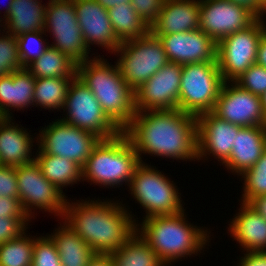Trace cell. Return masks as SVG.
<instances>
[{"mask_svg": "<svg viewBox=\"0 0 266 266\" xmlns=\"http://www.w3.org/2000/svg\"><path fill=\"white\" fill-rule=\"evenodd\" d=\"M122 132L140 162H147L143 160L146 155L186 164L198 162L197 116L180 109L136 112Z\"/></svg>", "mask_w": 266, "mask_h": 266, "instance_id": "1", "label": "cell"}, {"mask_svg": "<svg viewBox=\"0 0 266 266\" xmlns=\"http://www.w3.org/2000/svg\"><path fill=\"white\" fill-rule=\"evenodd\" d=\"M75 200L68 198L62 219L96 254L120 249L137 232V215L122 199Z\"/></svg>", "mask_w": 266, "mask_h": 266, "instance_id": "2", "label": "cell"}, {"mask_svg": "<svg viewBox=\"0 0 266 266\" xmlns=\"http://www.w3.org/2000/svg\"><path fill=\"white\" fill-rule=\"evenodd\" d=\"M185 211L186 208L175 215L151 216L137 223L138 234L166 266H173L188 257L199 255L200 258L214 238L210 227L194 225L188 221L189 214Z\"/></svg>", "mask_w": 266, "mask_h": 266, "instance_id": "3", "label": "cell"}, {"mask_svg": "<svg viewBox=\"0 0 266 266\" xmlns=\"http://www.w3.org/2000/svg\"><path fill=\"white\" fill-rule=\"evenodd\" d=\"M114 63L99 54L77 64L76 74L94 94L107 116L123 130L136 114L135 94Z\"/></svg>", "mask_w": 266, "mask_h": 266, "instance_id": "4", "label": "cell"}, {"mask_svg": "<svg viewBox=\"0 0 266 266\" xmlns=\"http://www.w3.org/2000/svg\"><path fill=\"white\" fill-rule=\"evenodd\" d=\"M139 163L137 152L121 132L111 139H101L93 148L82 167V182L106 189L128 188Z\"/></svg>", "mask_w": 266, "mask_h": 266, "instance_id": "5", "label": "cell"}, {"mask_svg": "<svg viewBox=\"0 0 266 266\" xmlns=\"http://www.w3.org/2000/svg\"><path fill=\"white\" fill-rule=\"evenodd\" d=\"M140 162L133 173V177L127 189L135 203L140 204V208L145 213L144 219L151 216L175 215L185 210V202L181 198L180 187L164 172L158 170L156 166ZM145 214V215H144ZM137 219V220H136Z\"/></svg>", "mask_w": 266, "mask_h": 266, "instance_id": "6", "label": "cell"}, {"mask_svg": "<svg viewBox=\"0 0 266 266\" xmlns=\"http://www.w3.org/2000/svg\"><path fill=\"white\" fill-rule=\"evenodd\" d=\"M113 54L123 80L133 91L168 63L162 42L151 32L122 42Z\"/></svg>", "mask_w": 266, "mask_h": 266, "instance_id": "7", "label": "cell"}, {"mask_svg": "<svg viewBox=\"0 0 266 266\" xmlns=\"http://www.w3.org/2000/svg\"><path fill=\"white\" fill-rule=\"evenodd\" d=\"M223 84L217 62L182 65L179 109L194 116L213 111Z\"/></svg>", "mask_w": 266, "mask_h": 266, "instance_id": "8", "label": "cell"}, {"mask_svg": "<svg viewBox=\"0 0 266 266\" xmlns=\"http://www.w3.org/2000/svg\"><path fill=\"white\" fill-rule=\"evenodd\" d=\"M44 32L49 33L52 40L49 45L67 55L76 64L93 58V55L98 56V52L91 53L84 43L74 0L46 2Z\"/></svg>", "mask_w": 266, "mask_h": 266, "instance_id": "9", "label": "cell"}, {"mask_svg": "<svg viewBox=\"0 0 266 266\" xmlns=\"http://www.w3.org/2000/svg\"><path fill=\"white\" fill-rule=\"evenodd\" d=\"M62 121L96 134L101 139H111L122 130L107 116L91 90L76 76L68 89L63 106Z\"/></svg>", "mask_w": 266, "mask_h": 266, "instance_id": "10", "label": "cell"}, {"mask_svg": "<svg viewBox=\"0 0 266 266\" xmlns=\"http://www.w3.org/2000/svg\"><path fill=\"white\" fill-rule=\"evenodd\" d=\"M16 177L19 200L32 221L37 216V210L62 219L68 196L44 177L36 161L16 167Z\"/></svg>", "mask_w": 266, "mask_h": 266, "instance_id": "11", "label": "cell"}, {"mask_svg": "<svg viewBox=\"0 0 266 266\" xmlns=\"http://www.w3.org/2000/svg\"><path fill=\"white\" fill-rule=\"evenodd\" d=\"M266 32V17L217 42V64L224 82H234L256 63L257 50Z\"/></svg>", "mask_w": 266, "mask_h": 266, "instance_id": "12", "label": "cell"}, {"mask_svg": "<svg viewBox=\"0 0 266 266\" xmlns=\"http://www.w3.org/2000/svg\"><path fill=\"white\" fill-rule=\"evenodd\" d=\"M34 134H37V147L43 153L70 159L81 167L101 140L96 134L72 126L59 117Z\"/></svg>", "mask_w": 266, "mask_h": 266, "instance_id": "13", "label": "cell"}, {"mask_svg": "<svg viewBox=\"0 0 266 266\" xmlns=\"http://www.w3.org/2000/svg\"><path fill=\"white\" fill-rule=\"evenodd\" d=\"M199 6V29L216 42L248 28L259 18L249 8L229 0H199Z\"/></svg>", "mask_w": 266, "mask_h": 266, "instance_id": "14", "label": "cell"}, {"mask_svg": "<svg viewBox=\"0 0 266 266\" xmlns=\"http://www.w3.org/2000/svg\"><path fill=\"white\" fill-rule=\"evenodd\" d=\"M181 73L182 65L168 62L137 88L134 91L136 112L179 109Z\"/></svg>", "mask_w": 266, "mask_h": 266, "instance_id": "15", "label": "cell"}, {"mask_svg": "<svg viewBox=\"0 0 266 266\" xmlns=\"http://www.w3.org/2000/svg\"><path fill=\"white\" fill-rule=\"evenodd\" d=\"M212 112L241 127L266 126L260 96L241 88L235 82H224Z\"/></svg>", "mask_w": 266, "mask_h": 266, "instance_id": "16", "label": "cell"}, {"mask_svg": "<svg viewBox=\"0 0 266 266\" xmlns=\"http://www.w3.org/2000/svg\"><path fill=\"white\" fill-rule=\"evenodd\" d=\"M241 128L219 118L212 111L199 114L197 116L198 162L206 163L205 161L209 162V159L214 158L222 165L230 157L235 138Z\"/></svg>", "mask_w": 266, "mask_h": 266, "instance_id": "17", "label": "cell"}, {"mask_svg": "<svg viewBox=\"0 0 266 266\" xmlns=\"http://www.w3.org/2000/svg\"><path fill=\"white\" fill-rule=\"evenodd\" d=\"M154 36L162 42L168 62L180 65L217 62V42L201 29Z\"/></svg>", "mask_w": 266, "mask_h": 266, "instance_id": "18", "label": "cell"}, {"mask_svg": "<svg viewBox=\"0 0 266 266\" xmlns=\"http://www.w3.org/2000/svg\"><path fill=\"white\" fill-rule=\"evenodd\" d=\"M74 6L82 37L89 51L94 52L91 48L94 45L113 54L121 43L114 33L108 11L96 0H74Z\"/></svg>", "mask_w": 266, "mask_h": 266, "instance_id": "19", "label": "cell"}, {"mask_svg": "<svg viewBox=\"0 0 266 266\" xmlns=\"http://www.w3.org/2000/svg\"><path fill=\"white\" fill-rule=\"evenodd\" d=\"M15 122L14 117H0V165L3 166L18 167L35 161L37 135Z\"/></svg>", "mask_w": 266, "mask_h": 266, "instance_id": "20", "label": "cell"}, {"mask_svg": "<svg viewBox=\"0 0 266 266\" xmlns=\"http://www.w3.org/2000/svg\"><path fill=\"white\" fill-rule=\"evenodd\" d=\"M226 231L241 252L266 251V220L247 203L239 202Z\"/></svg>", "mask_w": 266, "mask_h": 266, "instance_id": "21", "label": "cell"}, {"mask_svg": "<svg viewBox=\"0 0 266 266\" xmlns=\"http://www.w3.org/2000/svg\"><path fill=\"white\" fill-rule=\"evenodd\" d=\"M266 148V126L242 127L235 138L230 157L222 164L228 173L237 175L251 169Z\"/></svg>", "mask_w": 266, "mask_h": 266, "instance_id": "22", "label": "cell"}, {"mask_svg": "<svg viewBox=\"0 0 266 266\" xmlns=\"http://www.w3.org/2000/svg\"><path fill=\"white\" fill-rule=\"evenodd\" d=\"M199 0H165L157 20L150 26L153 35H168L198 30Z\"/></svg>", "mask_w": 266, "mask_h": 266, "instance_id": "23", "label": "cell"}, {"mask_svg": "<svg viewBox=\"0 0 266 266\" xmlns=\"http://www.w3.org/2000/svg\"><path fill=\"white\" fill-rule=\"evenodd\" d=\"M35 81L26 68L0 76V117H14L12 112L34 107Z\"/></svg>", "mask_w": 266, "mask_h": 266, "instance_id": "24", "label": "cell"}, {"mask_svg": "<svg viewBox=\"0 0 266 266\" xmlns=\"http://www.w3.org/2000/svg\"><path fill=\"white\" fill-rule=\"evenodd\" d=\"M42 0H13L4 19L5 31L19 36L24 33L44 31L46 3Z\"/></svg>", "mask_w": 266, "mask_h": 266, "instance_id": "25", "label": "cell"}, {"mask_svg": "<svg viewBox=\"0 0 266 266\" xmlns=\"http://www.w3.org/2000/svg\"><path fill=\"white\" fill-rule=\"evenodd\" d=\"M60 226L47 233L54 241L62 266H87L96 254L88 244L60 219Z\"/></svg>", "mask_w": 266, "mask_h": 266, "instance_id": "26", "label": "cell"}, {"mask_svg": "<svg viewBox=\"0 0 266 266\" xmlns=\"http://www.w3.org/2000/svg\"><path fill=\"white\" fill-rule=\"evenodd\" d=\"M35 153V161L44 177L61 192L64 187L82 183V167L78 163L61 156L43 153L38 147Z\"/></svg>", "mask_w": 266, "mask_h": 266, "instance_id": "27", "label": "cell"}, {"mask_svg": "<svg viewBox=\"0 0 266 266\" xmlns=\"http://www.w3.org/2000/svg\"><path fill=\"white\" fill-rule=\"evenodd\" d=\"M107 11L120 43L139 39L150 33V25L135 12L131 2L114 6Z\"/></svg>", "mask_w": 266, "mask_h": 266, "instance_id": "28", "label": "cell"}, {"mask_svg": "<svg viewBox=\"0 0 266 266\" xmlns=\"http://www.w3.org/2000/svg\"><path fill=\"white\" fill-rule=\"evenodd\" d=\"M26 69L35 78H75L77 76V64L67 55L51 46Z\"/></svg>", "mask_w": 266, "mask_h": 266, "instance_id": "29", "label": "cell"}, {"mask_svg": "<svg viewBox=\"0 0 266 266\" xmlns=\"http://www.w3.org/2000/svg\"><path fill=\"white\" fill-rule=\"evenodd\" d=\"M109 255L113 266H166L138 232Z\"/></svg>", "mask_w": 266, "mask_h": 266, "instance_id": "30", "label": "cell"}, {"mask_svg": "<svg viewBox=\"0 0 266 266\" xmlns=\"http://www.w3.org/2000/svg\"><path fill=\"white\" fill-rule=\"evenodd\" d=\"M74 78H36L33 102L35 108L62 112L69 86Z\"/></svg>", "mask_w": 266, "mask_h": 266, "instance_id": "31", "label": "cell"}, {"mask_svg": "<svg viewBox=\"0 0 266 266\" xmlns=\"http://www.w3.org/2000/svg\"><path fill=\"white\" fill-rule=\"evenodd\" d=\"M28 232L0 245V266H32L34 235Z\"/></svg>", "mask_w": 266, "mask_h": 266, "instance_id": "32", "label": "cell"}, {"mask_svg": "<svg viewBox=\"0 0 266 266\" xmlns=\"http://www.w3.org/2000/svg\"><path fill=\"white\" fill-rule=\"evenodd\" d=\"M238 179L242 182L241 187L243 186L238 202L248 203L257 196L266 195V148L260 160Z\"/></svg>", "mask_w": 266, "mask_h": 266, "instance_id": "33", "label": "cell"}, {"mask_svg": "<svg viewBox=\"0 0 266 266\" xmlns=\"http://www.w3.org/2000/svg\"><path fill=\"white\" fill-rule=\"evenodd\" d=\"M47 36L48 34L44 31H35L16 36L18 54L23 68L38 59L50 46V41L44 38Z\"/></svg>", "mask_w": 266, "mask_h": 266, "instance_id": "34", "label": "cell"}, {"mask_svg": "<svg viewBox=\"0 0 266 266\" xmlns=\"http://www.w3.org/2000/svg\"><path fill=\"white\" fill-rule=\"evenodd\" d=\"M17 38L4 31L0 34V76L22 69Z\"/></svg>", "mask_w": 266, "mask_h": 266, "instance_id": "35", "label": "cell"}, {"mask_svg": "<svg viewBox=\"0 0 266 266\" xmlns=\"http://www.w3.org/2000/svg\"><path fill=\"white\" fill-rule=\"evenodd\" d=\"M42 235L34 236L32 266H62L54 241L47 233Z\"/></svg>", "mask_w": 266, "mask_h": 266, "instance_id": "36", "label": "cell"}, {"mask_svg": "<svg viewBox=\"0 0 266 266\" xmlns=\"http://www.w3.org/2000/svg\"><path fill=\"white\" fill-rule=\"evenodd\" d=\"M234 82L241 88L261 97L266 92V68L255 63Z\"/></svg>", "mask_w": 266, "mask_h": 266, "instance_id": "37", "label": "cell"}, {"mask_svg": "<svg viewBox=\"0 0 266 266\" xmlns=\"http://www.w3.org/2000/svg\"><path fill=\"white\" fill-rule=\"evenodd\" d=\"M31 222L32 221L29 217L4 218L3 216H0V245L19 238L27 231V229L29 230V228H31Z\"/></svg>", "mask_w": 266, "mask_h": 266, "instance_id": "38", "label": "cell"}, {"mask_svg": "<svg viewBox=\"0 0 266 266\" xmlns=\"http://www.w3.org/2000/svg\"><path fill=\"white\" fill-rule=\"evenodd\" d=\"M165 0H130L135 12L150 26L157 20Z\"/></svg>", "mask_w": 266, "mask_h": 266, "instance_id": "39", "label": "cell"}, {"mask_svg": "<svg viewBox=\"0 0 266 266\" xmlns=\"http://www.w3.org/2000/svg\"><path fill=\"white\" fill-rule=\"evenodd\" d=\"M16 167L0 165V196L19 199Z\"/></svg>", "mask_w": 266, "mask_h": 266, "instance_id": "40", "label": "cell"}, {"mask_svg": "<svg viewBox=\"0 0 266 266\" xmlns=\"http://www.w3.org/2000/svg\"><path fill=\"white\" fill-rule=\"evenodd\" d=\"M0 216L28 217L18 198L0 196Z\"/></svg>", "mask_w": 266, "mask_h": 266, "instance_id": "41", "label": "cell"}, {"mask_svg": "<svg viewBox=\"0 0 266 266\" xmlns=\"http://www.w3.org/2000/svg\"><path fill=\"white\" fill-rule=\"evenodd\" d=\"M234 266H266V251L242 252Z\"/></svg>", "mask_w": 266, "mask_h": 266, "instance_id": "42", "label": "cell"}, {"mask_svg": "<svg viewBox=\"0 0 266 266\" xmlns=\"http://www.w3.org/2000/svg\"><path fill=\"white\" fill-rule=\"evenodd\" d=\"M266 220V195H260L247 203Z\"/></svg>", "mask_w": 266, "mask_h": 266, "instance_id": "43", "label": "cell"}, {"mask_svg": "<svg viewBox=\"0 0 266 266\" xmlns=\"http://www.w3.org/2000/svg\"><path fill=\"white\" fill-rule=\"evenodd\" d=\"M256 64L266 68V32L262 35L259 42Z\"/></svg>", "mask_w": 266, "mask_h": 266, "instance_id": "44", "label": "cell"}, {"mask_svg": "<svg viewBox=\"0 0 266 266\" xmlns=\"http://www.w3.org/2000/svg\"><path fill=\"white\" fill-rule=\"evenodd\" d=\"M87 266H113L109 254H95Z\"/></svg>", "mask_w": 266, "mask_h": 266, "instance_id": "45", "label": "cell"}, {"mask_svg": "<svg viewBox=\"0 0 266 266\" xmlns=\"http://www.w3.org/2000/svg\"><path fill=\"white\" fill-rule=\"evenodd\" d=\"M236 4L243 5L252 10L258 17H260V9L257 7V0H229Z\"/></svg>", "mask_w": 266, "mask_h": 266, "instance_id": "46", "label": "cell"}, {"mask_svg": "<svg viewBox=\"0 0 266 266\" xmlns=\"http://www.w3.org/2000/svg\"><path fill=\"white\" fill-rule=\"evenodd\" d=\"M96 1L106 10L114 6L125 5V3L130 2V0H96Z\"/></svg>", "mask_w": 266, "mask_h": 266, "instance_id": "47", "label": "cell"}, {"mask_svg": "<svg viewBox=\"0 0 266 266\" xmlns=\"http://www.w3.org/2000/svg\"><path fill=\"white\" fill-rule=\"evenodd\" d=\"M257 7L260 9V17H266V0H257Z\"/></svg>", "mask_w": 266, "mask_h": 266, "instance_id": "48", "label": "cell"}, {"mask_svg": "<svg viewBox=\"0 0 266 266\" xmlns=\"http://www.w3.org/2000/svg\"><path fill=\"white\" fill-rule=\"evenodd\" d=\"M7 4L5 5L6 7H5V11L4 12H2V13H4L3 15L1 14V8H0V17H3V19H5L6 17H7V15H8V13H9V11H10V9H11V6H12V2H13V0H7ZM2 6V5H1Z\"/></svg>", "mask_w": 266, "mask_h": 266, "instance_id": "49", "label": "cell"}, {"mask_svg": "<svg viewBox=\"0 0 266 266\" xmlns=\"http://www.w3.org/2000/svg\"><path fill=\"white\" fill-rule=\"evenodd\" d=\"M262 102V108L266 115V92L260 97Z\"/></svg>", "mask_w": 266, "mask_h": 266, "instance_id": "50", "label": "cell"}, {"mask_svg": "<svg viewBox=\"0 0 266 266\" xmlns=\"http://www.w3.org/2000/svg\"><path fill=\"white\" fill-rule=\"evenodd\" d=\"M4 31H5L4 19L0 17V34L3 33Z\"/></svg>", "mask_w": 266, "mask_h": 266, "instance_id": "51", "label": "cell"}]
</instances>
